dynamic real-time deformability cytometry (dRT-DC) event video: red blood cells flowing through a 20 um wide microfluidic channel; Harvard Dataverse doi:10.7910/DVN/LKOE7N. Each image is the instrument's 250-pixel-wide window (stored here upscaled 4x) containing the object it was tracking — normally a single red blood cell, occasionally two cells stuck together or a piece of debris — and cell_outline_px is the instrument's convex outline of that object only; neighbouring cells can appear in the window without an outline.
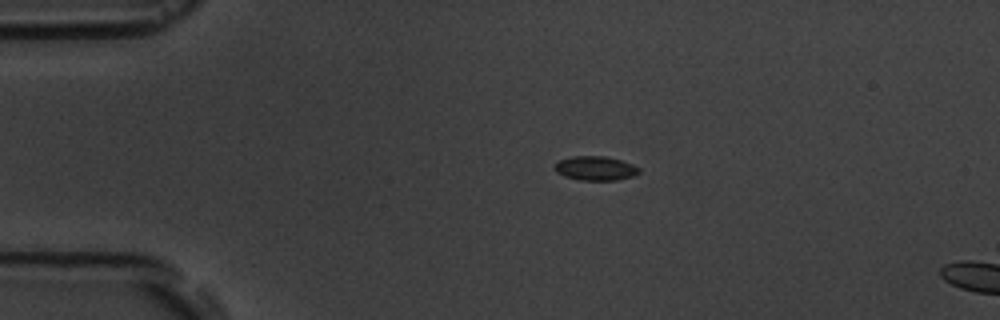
{"species": "common noctule bat (a hibernating species)", "species_latin": "Nyctalus noctula", "temperature_condition": "room temperature", "stored_images_in_passage": 4, "camera_frame_rate_fps": 3000, "um_per_image_px": 0.085, "animal": {"sex": "male", "body_mass_g": 19.5, "forearm_length_mm": 54.6}, "frame": {"image": 1, "passage_image": 3, "time_ms": 2.333, "image_size_px": [1000, 320], "cell_outline_px": [[640, 172], [632, 176], [616, 180], [580, 180], [564, 176], [556, 172], [552, 168], [556, 160], [572, 156], [604, 156], [620, 160], [632, 164], [640, 168]], "centroid_in_image_um": [50.55, 14.3], "position_along_channel_um": 34.5, "area_um2": 12.02}}